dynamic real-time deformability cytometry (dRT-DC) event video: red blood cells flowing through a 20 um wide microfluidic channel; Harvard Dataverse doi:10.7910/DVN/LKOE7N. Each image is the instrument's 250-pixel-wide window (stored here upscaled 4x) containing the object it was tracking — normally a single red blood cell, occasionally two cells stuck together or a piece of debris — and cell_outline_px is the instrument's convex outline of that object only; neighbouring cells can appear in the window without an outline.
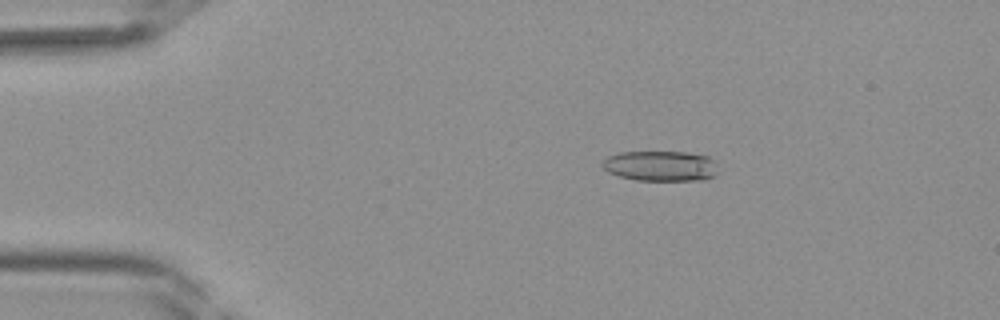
{"species": "Egyptian fruit bat (a non-hibernating species)", "species_latin": "Rousettus aegyptiacus", "temperature_condition": "room temperature", "stored_images_in_passage": 35, "camera_frame_rate_fps": 3000, "um_per_image_px": 0.085, "frame": {"image": 1, "passage_image": 2, "time_ms": 0.333, "image_size_px": [1000, 320], "cell_outline_px": [[720, 172], [716, 176], [704, 180], [636, 180], [620, 176], [608, 172], [600, 164], [608, 156], [620, 152], [688, 152], [708, 156], [716, 160]], "centroid_in_image_um": [56.24, 14.1], "position_along_channel_um": 28.8, "area_um2": 20.81}}
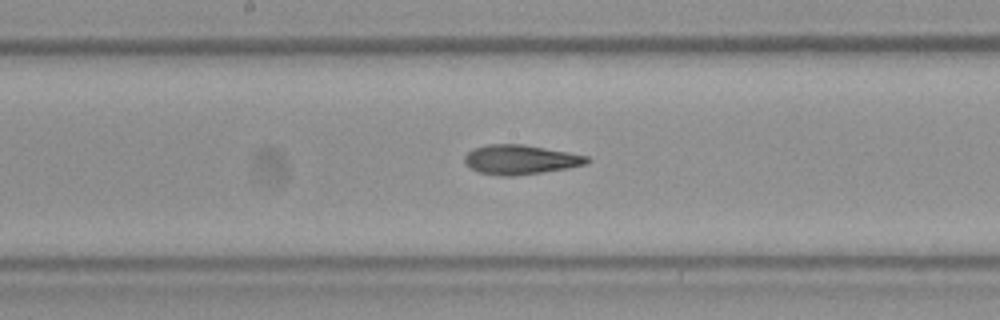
{"frame": {"image": 2, "passage_image": 16, "time_ms": 5.0, "image_size_px": [1000, 320], "cell_outline_px": [[592, 160], [588, 164], [568, 168], [512, 176], [500, 176], [476, 172], [464, 164], [464, 156], [472, 148], [488, 144], [524, 144], [568, 152], [588, 156]], "centroid_in_image_um": [44.21, 13.56], "position_along_channel_um": 204.0, "area_um2": 21.27}}
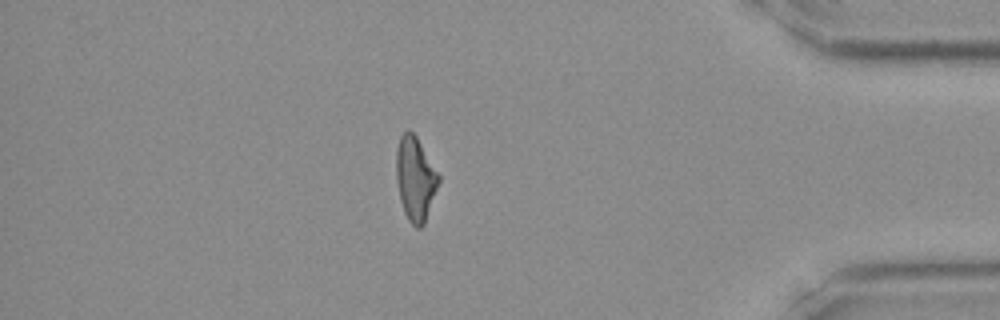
{"frame": {"image": 3, "passage_image": 30, "time_ms": 9.667, "image_size_px": [1000, 320], "cell_outline_px": [[440, 180], [424, 224], [420, 228], [416, 228], [408, 220], [404, 212], [400, 200], [396, 180], [396, 148], [400, 136], [408, 128], [416, 136], [440, 176]], "centroid_in_image_um": [35.28, 15.18], "position_along_channel_um": 399.9, "area_um2": 20.69}}